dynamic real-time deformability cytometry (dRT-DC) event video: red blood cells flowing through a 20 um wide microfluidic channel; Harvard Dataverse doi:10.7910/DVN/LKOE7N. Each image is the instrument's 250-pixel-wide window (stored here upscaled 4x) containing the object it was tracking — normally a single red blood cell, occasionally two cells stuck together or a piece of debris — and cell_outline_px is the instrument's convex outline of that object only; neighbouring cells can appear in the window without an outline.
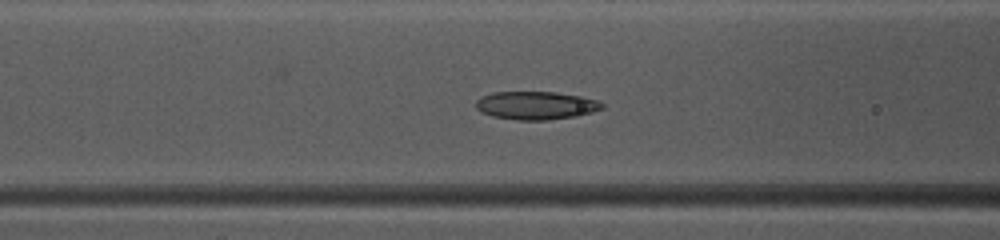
{"species": "common noctule bat (a hibernating species)", "species_latin": "Nyctalus noctula", "temperature_condition": "warm", "stored_images_in_passage": 38, "camera_frame_rate_fps": 3000, "um_per_image_px": 0.085, "animal": {"sex": "female", "body_mass_g": 10.0, "forearm_length_mm": 53.1}, "frame": {"image": 1, "passage_image": 9, "time_ms": 2.667, "image_size_px": [1000, 240], "cell_outline_px": [[604, 108], [592, 112], [576, 116], [544, 120], [520, 120], [492, 116], [480, 112], [476, 108], [476, 100], [480, 96], [492, 92], [556, 92], [584, 96], [596, 100], [604, 104]], "centroid_in_image_um": [45.55, 8.95], "position_along_channel_um": 121.1, "area_um2": 20.81}}
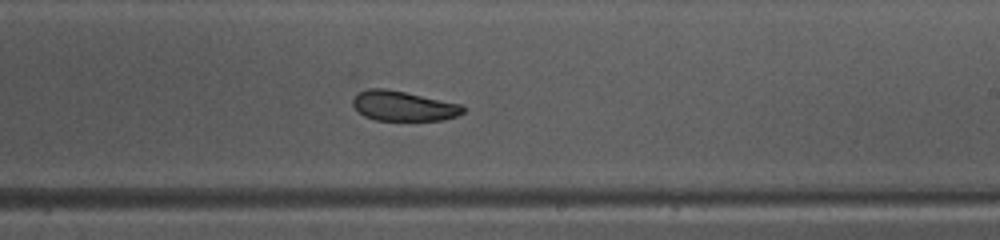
{"frame": {"image": 2, "passage_image": 19, "time_ms": 6.0, "image_size_px": [1000, 240], "cell_outline_px": [[464, 112], [456, 116], [444, 120], [376, 120], [364, 116], [352, 104], [352, 100], [360, 84], [364, 84], [404, 92], [460, 104], [464, 108]], "centroid_in_image_um": [34.15, 8.96], "position_along_channel_um": 254.9, "area_um2": 19.65}}
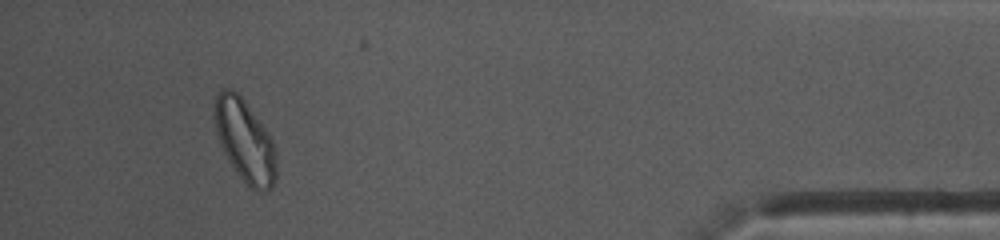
{"frame": {"image": 3, "passage_image": 35, "time_ms": 11.333, "image_size_px": [1000, 240], "cell_outline_px": [[276, 180], [272, 188], [264, 192], [252, 192], [248, 188], [236, 172], [228, 160], [216, 136], [212, 116], [212, 108], [216, 96], [220, 88], [232, 88], [244, 100], [268, 132], [276, 148]], "centroid_in_image_um": [20.79, 11.98], "position_along_channel_um": 414.4, "area_um2": 30.52}, "authors_computed_cell_mechanics": {"area_um2": 21.0392, "velocity_mm_per_s": 4.0107, "shape_relaxation_time_tau1_ms": 5.378, "shape_relaxation_time_tau2_ms": 2.5653, "deformation_change_tau1": 0.146, "deformation_change_tau2": 0.0702}}